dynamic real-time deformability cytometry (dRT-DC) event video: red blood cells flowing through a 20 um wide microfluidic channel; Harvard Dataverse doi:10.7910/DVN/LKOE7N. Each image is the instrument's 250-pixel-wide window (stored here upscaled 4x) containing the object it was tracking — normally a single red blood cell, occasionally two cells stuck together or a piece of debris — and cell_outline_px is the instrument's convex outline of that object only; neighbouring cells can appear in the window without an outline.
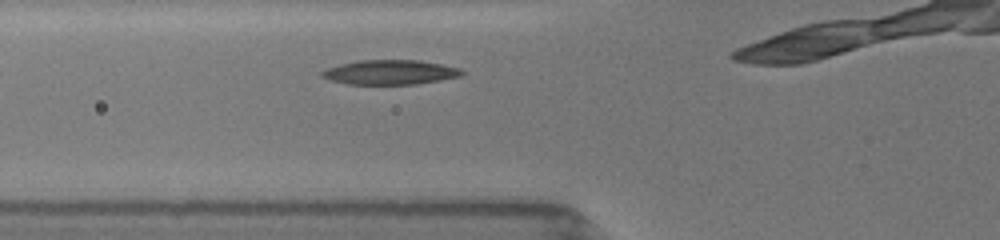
{"species": "common noctule bat (a hibernating species)", "species_latin": "Nyctalus noctula", "temperature_condition": "room temperature", "stored_images_in_passage": 4, "camera_frame_rate_fps": 3000, "um_per_image_px": 0.085, "animal": {"sex": "female", "body_mass_g": 19.5, "forearm_length_mm": 54.1}, "frame": {"image": 1, "passage_image": 3, "time_ms": 1.667, "image_size_px": [1000, 240], "cell_outline_px": [[464, 72], [460, 76], [440, 80], [416, 84], [348, 84], [332, 80], [320, 76], [320, 72], [324, 68], [340, 64], [360, 60], [420, 60], [444, 64], [460, 68]], "centroid_in_image_um": [33.15, 6.13], "position_along_channel_um": 92.6, "area_um2": 20.11}}